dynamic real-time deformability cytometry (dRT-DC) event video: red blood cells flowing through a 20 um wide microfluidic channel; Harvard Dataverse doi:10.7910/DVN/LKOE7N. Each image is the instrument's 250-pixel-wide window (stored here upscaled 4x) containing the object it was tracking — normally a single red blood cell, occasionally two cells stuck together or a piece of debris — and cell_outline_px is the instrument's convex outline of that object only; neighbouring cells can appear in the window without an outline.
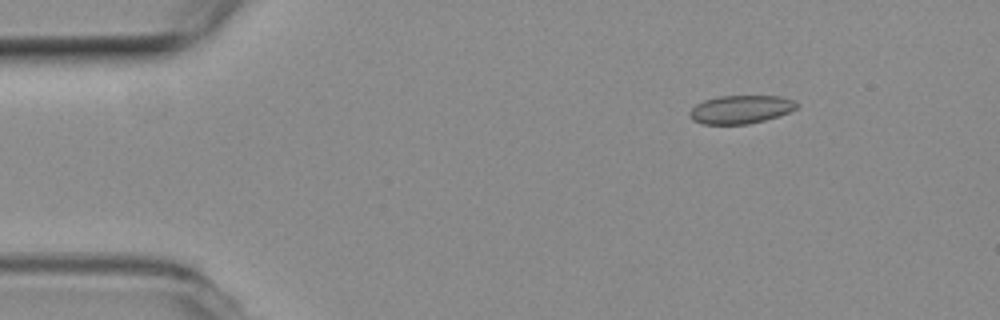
{"species": "common noctule bat (a hibernating species)", "species_latin": "Nyctalus noctula", "temperature_condition": "room temperature", "stored_images_in_passage": 4, "camera_frame_rate_fps": 3000, "um_per_image_px": 0.085, "animal": {"sex": "female", "body_mass_g": 19.3, "forearm_length_mm": 54.1}, "frame": {"image": 1, "passage_image": 3, "time_ms": 0.667, "image_size_px": [1000, 320], "cell_outline_px": [[796, 108], [788, 112], [764, 120], [748, 124], [704, 124], [692, 120], [688, 116], [688, 112], [696, 104], [704, 100], [720, 96], [780, 96], [796, 100]], "centroid_in_image_um": [62.92, 9.3], "position_along_channel_um": 22.1, "area_um2": 17.57}}